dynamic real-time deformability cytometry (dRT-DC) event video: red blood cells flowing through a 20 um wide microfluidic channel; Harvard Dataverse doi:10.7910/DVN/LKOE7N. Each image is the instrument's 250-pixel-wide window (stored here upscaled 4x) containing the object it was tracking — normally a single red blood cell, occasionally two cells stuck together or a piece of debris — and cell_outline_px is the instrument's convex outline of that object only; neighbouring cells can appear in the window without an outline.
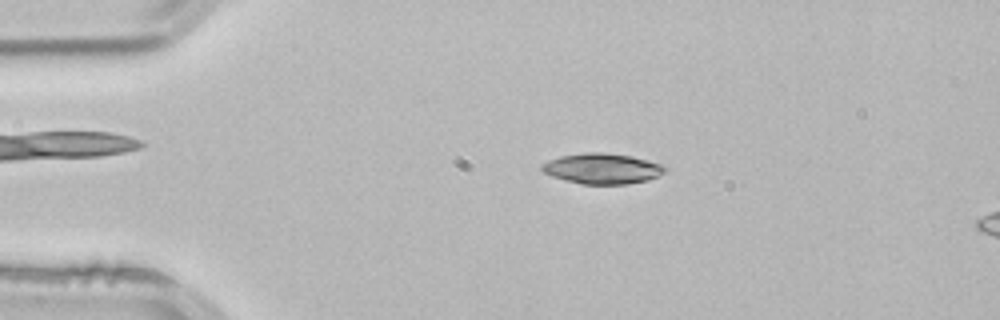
{"species": "common noctule bat (a hibernating species)", "species_latin": "Nyctalus noctula", "temperature_condition": "room temperature", "stored_images_in_passage": 3, "segment_of_instrument_passage": [1, 2], "camera_frame_rate_fps": 3000, "um_per_image_px": 0.085, "animal": {"sex": "male", "body_mass_g": 21.5, "forearm_length_mm": 52.0}, "frame": {"image": 1, "passage_image": 1, "time_ms": 0.0, "image_size_px": [1000, 320], "cell_outline_px": [[664, 172], [648, 180], [628, 184], [580, 184], [552, 176], [544, 172], [540, 168], [540, 164], [548, 160], [560, 156], [584, 152], [604, 152], [632, 156], [648, 160], [660, 164], [664, 168]], "centroid_in_image_um": [51.14, 14.32], "position_along_channel_um": 33.9, "area_um2": 21.85}}